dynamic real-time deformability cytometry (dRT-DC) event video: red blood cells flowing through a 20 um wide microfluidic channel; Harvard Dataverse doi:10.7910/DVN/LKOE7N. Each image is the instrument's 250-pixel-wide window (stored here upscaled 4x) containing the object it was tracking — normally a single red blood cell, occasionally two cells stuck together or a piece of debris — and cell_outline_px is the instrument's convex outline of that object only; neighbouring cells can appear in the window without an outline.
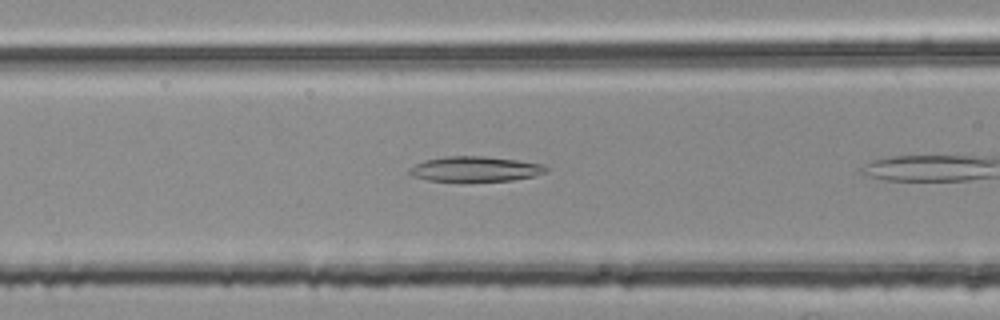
{"species": "common noctule bat (a hibernating species)", "species_latin": "Nyctalus noctula", "temperature_condition": "room temperature", "stored_images_in_passage": 20, "camera_frame_rate_fps": 3000, "um_per_image_px": 0.085, "animal": {"sex": "female", "body_mass_g": 25.1}, "frame": {"image": 1, "passage_image": 6, "time_ms": 1.667, "image_size_px": [1000, 320], "cell_outline_px": [[548, 172], [532, 176], [512, 180], [428, 180], [412, 176], [408, 172], [408, 168], [424, 160], [448, 156], [484, 156], [516, 160], [544, 164], [548, 168]], "centroid_in_image_um": [40.4, 14.35], "position_along_channel_um": 126.2, "area_um2": 19.65}}
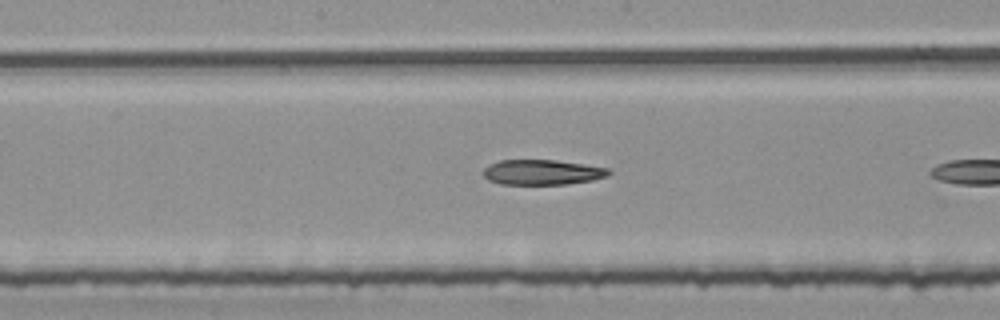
{"frame": {"image": 2, "passage_image": 12, "time_ms": 3.667, "image_size_px": [1000, 320], "cell_outline_px": [[612, 172], [608, 176], [592, 180], [568, 184], [500, 184], [488, 180], [484, 176], [484, 168], [488, 164], [500, 160], [556, 160], [584, 164], [608, 168]], "centroid_in_image_um": [46.09, 14.64], "position_along_channel_um": 202.1, "area_um2": 18.44}}
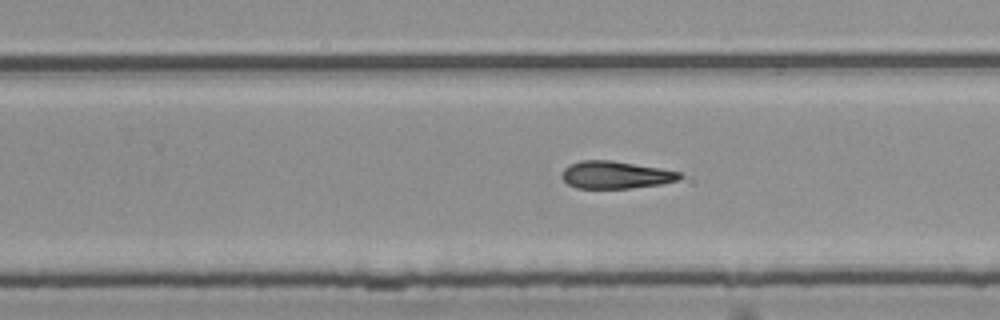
{"frame": {"image": 3, "passage_image": 18, "time_ms": 5.667, "image_size_px": [1000, 320], "cell_outline_px": [[684, 176], [676, 180], [660, 184], [632, 188], [576, 188], [568, 184], [560, 176], [564, 168], [580, 160], [612, 160], [660, 168], [680, 172]], "centroid_in_image_um": [52.31, 14.86], "position_along_channel_um": 277.5, "area_um2": 18.79}}